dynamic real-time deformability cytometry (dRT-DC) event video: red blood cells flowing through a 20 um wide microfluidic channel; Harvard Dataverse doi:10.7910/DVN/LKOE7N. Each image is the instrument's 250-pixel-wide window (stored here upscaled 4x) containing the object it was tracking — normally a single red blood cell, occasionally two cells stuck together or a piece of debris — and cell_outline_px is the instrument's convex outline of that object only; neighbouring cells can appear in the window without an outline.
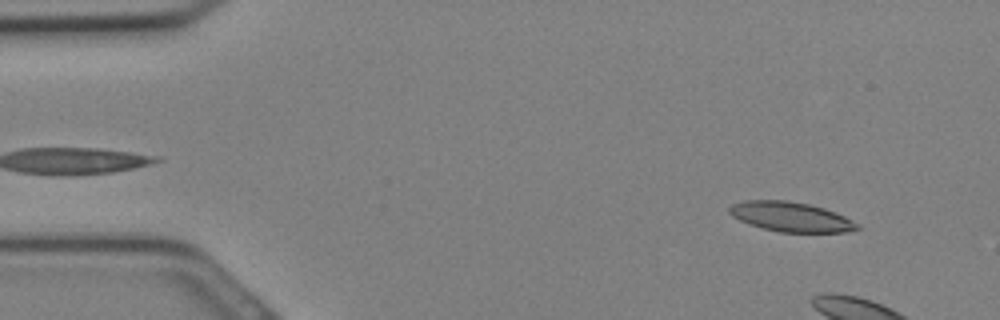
{"species": "Egyptian fruit bat (a non-hibernating species)", "species_latin": "Rousettus aegyptiacus", "temperature_condition": "cold", "stored_images_in_passage": 5, "camera_frame_rate_fps": 3000, "um_per_image_px": 0.085, "animal": {"sex": "female"}, "frame": {"image": 1, "passage_image": 2, "time_ms": 0.333, "image_size_px": [1000, 320], "cell_outline_px": [[860, 228], [844, 232], [780, 232], [748, 224], [732, 216], [728, 212], [728, 208], [732, 204], [744, 200], [788, 200], [808, 204], [824, 208], [844, 216], [852, 220]], "centroid_in_image_um": [67.17, 18.42], "position_along_channel_um": 17.8, "area_um2": 21.96}}